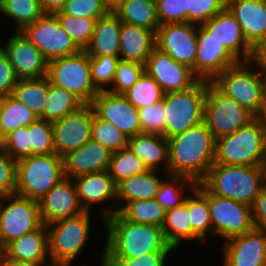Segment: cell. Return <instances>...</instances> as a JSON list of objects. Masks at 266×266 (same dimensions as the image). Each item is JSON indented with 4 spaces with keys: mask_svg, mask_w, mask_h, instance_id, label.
<instances>
[{
    "mask_svg": "<svg viewBox=\"0 0 266 266\" xmlns=\"http://www.w3.org/2000/svg\"><path fill=\"white\" fill-rule=\"evenodd\" d=\"M17 161L0 151V197L13 195L16 190Z\"/></svg>",
    "mask_w": 266,
    "mask_h": 266,
    "instance_id": "db71d44e",
    "label": "cell"
},
{
    "mask_svg": "<svg viewBox=\"0 0 266 266\" xmlns=\"http://www.w3.org/2000/svg\"><path fill=\"white\" fill-rule=\"evenodd\" d=\"M195 76L212 82L224 70L239 61L203 25H197Z\"/></svg>",
    "mask_w": 266,
    "mask_h": 266,
    "instance_id": "2e32d148",
    "label": "cell"
},
{
    "mask_svg": "<svg viewBox=\"0 0 266 266\" xmlns=\"http://www.w3.org/2000/svg\"><path fill=\"white\" fill-rule=\"evenodd\" d=\"M39 117L24 103L12 95L3 98L0 108V140L21 126H29Z\"/></svg>",
    "mask_w": 266,
    "mask_h": 266,
    "instance_id": "836d02e7",
    "label": "cell"
},
{
    "mask_svg": "<svg viewBox=\"0 0 266 266\" xmlns=\"http://www.w3.org/2000/svg\"><path fill=\"white\" fill-rule=\"evenodd\" d=\"M262 118L264 119V122H265V125H266V110H263Z\"/></svg>",
    "mask_w": 266,
    "mask_h": 266,
    "instance_id": "03108f58",
    "label": "cell"
},
{
    "mask_svg": "<svg viewBox=\"0 0 266 266\" xmlns=\"http://www.w3.org/2000/svg\"><path fill=\"white\" fill-rule=\"evenodd\" d=\"M168 177L167 179H171V182L162 180L155 196V200L165 209V211L174 209L184 202L186 198L184 187L186 188V185L187 187L189 186V190H192L196 186V183L193 180L184 176L168 175Z\"/></svg>",
    "mask_w": 266,
    "mask_h": 266,
    "instance_id": "60d3db41",
    "label": "cell"
},
{
    "mask_svg": "<svg viewBox=\"0 0 266 266\" xmlns=\"http://www.w3.org/2000/svg\"><path fill=\"white\" fill-rule=\"evenodd\" d=\"M40 217L45 225L77 216L84 211L78 200L74 180L61 179L39 202Z\"/></svg>",
    "mask_w": 266,
    "mask_h": 266,
    "instance_id": "44dd1931",
    "label": "cell"
},
{
    "mask_svg": "<svg viewBox=\"0 0 266 266\" xmlns=\"http://www.w3.org/2000/svg\"><path fill=\"white\" fill-rule=\"evenodd\" d=\"M106 1L113 6L118 0H106Z\"/></svg>",
    "mask_w": 266,
    "mask_h": 266,
    "instance_id": "e7e4bbea",
    "label": "cell"
},
{
    "mask_svg": "<svg viewBox=\"0 0 266 266\" xmlns=\"http://www.w3.org/2000/svg\"><path fill=\"white\" fill-rule=\"evenodd\" d=\"M2 101H3V98L0 97V108H1Z\"/></svg>",
    "mask_w": 266,
    "mask_h": 266,
    "instance_id": "003e7915",
    "label": "cell"
},
{
    "mask_svg": "<svg viewBox=\"0 0 266 266\" xmlns=\"http://www.w3.org/2000/svg\"><path fill=\"white\" fill-rule=\"evenodd\" d=\"M147 167L157 170L163 163L162 169H167L169 175L168 140L158 134L139 133L129 137L128 147Z\"/></svg>",
    "mask_w": 266,
    "mask_h": 266,
    "instance_id": "f1b7e54d",
    "label": "cell"
},
{
    "mask_svg": "<svg viewBox=\"0 0 266 266\" xmlns=\"http://www.w3.org/2000/svg\"><path fill=\"white\" fill-rule=\"evenodd\" d=\"M112 10L106 0H67L61 12L74 17L99 19Z\"/></svg>",
    "mask_w": 266,
    "mask_h": 266,
    "instance_id": "7dc6e473",
    "label": "cell"
},
{
    "mask_svg": "<svg viewBox=\"0 0 266 266\" xmlns=\"http://www.w3.org/2000/svg\"><path fill=\"white\" fill-rule=\"evenodd\" d=\"M8 201V204L4 203ZM43 225L37 201L17 194L0 197V251Z\"/></svg>",
    "mask_w": 266,
    "mask_h": 266,
    "instance_id": "8fae6325",
    "label": "cell"
},
{
    "mask_svg": "<svg viewBox=\"0 0 266 266\" xmlns=\"http://www.w3.org/2000/svg\"><path fill=\"white\" fill-rule=\"evenodd\" d=\"M162 229L166 242L174 249H178L182 241L192 240V225L187 211V197L181 205L166 211Z\"/></svg>",
    "mask_w": 266,
    "mask_h": 266,
    "instance_id": "d6a6232c",
    "label": "cell"
},
{
    "mask_svg": "<svg viewBox=\"0 0 266 266\" xmlns=\"http://www.w3.org/2000/svg\"><path fill=\"white\" fill-rule=\"evenodd\" d=\"M266 110V78H265V93H264V109Z\"/></svg>",
    "mask_w": 266,
    "mask_h": 266,
    "instance_id": "be15d7a7",
    "label": "cell"
},
{
    "mask_svg": "<svg viewBox=\"0 0 266 266\" xmlns=\"http://www.w3.org/2000/svg\"><path fill=\"white\" fill-rule=\"evenodd\" d=\"M67 0H40L41 9L44 14H55L60 12Z\"/></svg>",
    "mask_w": 266,
    "mask_h": 266,
    "instance_id": "680465c9",
    "label": "cell"
},
{
    "mask_svg": "<svg viewBox=\"0 0 266 266\" xmlns=\"http://www.w3.org/2000/svg\"><path fill=\"white\" fill-rule=\"evenodd\" d=\"M1 48L8 55L18 79L47 76L48 61L21 31H16Z\"/></svg>",
    "mask_w": 266,
    "mask_h": 266,
    "instance_id": "ac0fdd59",
    "label": "cell"
},
{
    "mask_svg": "<svg viewBox=\"0 0 266 266\" xmlns=\"http://www.w3.org/2000/svg\"><path fill=\"white\" fill-rule=\"evenodd\" d=\"M212 194L252 205L266 186L262 166L213 164L201 182Z\"/></svg>",
    "mask_w": 266,
    "mask_h": 266,
    "instance_id": "3957f363",
    "label": "cell"
},
{
    "mask_svg": "<svg viewBox=\"0 0 266 266\" xmlns=\"http://www.w3.org/2000/svg\"><path fill=\"white\" fill-rule=\"evenodd\" d=\"M112 11L124 23L157 32L160 22L155 0H118Z\"/></svg>",
    "mask_w": 266,
    "mask_h": 266,
    "instance_id": "4dcf8cb0",
    "label": "cell"
},
{
    "mask_svg": "<svg viewBox=\"0 0 266 266\" xmlns=\"http://www.w3.org/2000/svg\"><path fill=\"white\" fill-rule=\"evenodd\" d=\"M45 108L39 119L54 122L79 110L85 105L77 96L68 90L52 84L48 79V94Z\"/></svg>",
    "mask_w": 266,
    "mask_h": 266,
    "instance_id": "1f68e13d",
    "label": "cell"
},
{
    "mask_svg": "<svg viewBox=\"0 0 266 266\" xmlns=\"http://www.w3.org/2000/svg\"><path fill=\"white\" fill-rule=\"evenodd\" d=\"M265 136L264 119L256 117L234 133L216 140L214 164L261 166Z\"/></svg>",
    "mask_w": 266,
    "mask_h": 266,
    "instance_id": "277c9868",
    "label": "cell"
},
{
    "mask_svg": "<svg viewBox=\"0 0 266 266\" xmlns=\"http://www.w3.org/2000/svg\"><path fill=\"white\" fill-rule=\"evenodd\" d=\"M45 266H71V265H67V264H59V263H50L48 265Z\"/></svg>",
    "mask_w": 266,
    "mask_h": 266,
    "instance_id": "6125c7cd",
    "label": "cell"
},
{
    "mask_svg": "<svg viewBox=\"0 0 266 266\" xmlns=\"http://www.w3.org/2000/svg\"><path fill=\"white\" fill-rule=\"evenodd\" d=\"M251 211L255 228L266 232V186L255 198Z\"/></svg>",
    "mask_w": 266,
    "mask_h": 266,
    "instance_id": "9f6ffc18",
    "label": "cell"
},
{
    "mask_svg": "<svg viewBox=\"0 0 266 266\" xmlns=\"http://www.w3.org/2000/svg\"><path fill=\"white\" fill-rule=\"evenodd\" d=\"M60 25L70 36L72 41L80 50H85L93 35L95 19L86 17H74L63 14L61 11L55 13Z\"/></svg>",
    "mask_w": 266,
    "mask_h": 266,
    "instance_id": "b9f144b4",
    "label": "cell"
},
{
    "mask_svg": "<svg viewBox=\"0 0 266 266\" xmlns=\"http://www.w3.org/2000/svg\"><path fill=\"white\" fill-rule=\"evenodd\" d=\"M112 153L92 139L63 157L64 175L76 178L88 173L108 170Z\"/></svg>",
    "mask_w": 266,
    "mask_h": 266,
    "instance_id": "d4e9b609",
    "label": "cell"
},
{
    "mask_svg": "<svg viewBox=\"0 0 266 266\" xmlns=\"http://www.w3.org/2000/svg\"><path fill=\"white\" fill-rule=\"evenodd\" d=\"M156 48V33L152 30L122 22L119 58L124 61L146 63Z\"/></svg>",
    "mask_w": 266,
    "mask_h": 266,
    "instance_id": "4316f807",
    "label": "cell"
},
{
    "mask_svg": "<svg viewBox=\"0 0 266 266\" xmlns=\"http://www.w3.org/2000/svg\"><path fill=\"white\" fill-rule=\"evenodd\" d=\"M90 212L60 219L47 225L49 261L71 265L89 239Z\"/></svg>",
    "mask_w": 266,
    "mask_h": 266,
    "instance_id": "ba28073f",
    "label": "cell"
},
{
    "mask_svg": "<svg viewBox=\"0 0 266 266\" xmlns=\"http://www.w3.org/2000/svg\"><path fill=\"white\" fill-rule=\"evenodd\" d=\"M0 266H35L28 262L17 261L7 257L2 251H0Z\"/></svg>",
    "mask_w": 266,
    "mask_h": 266,
    "instance_id": "91938a15",
    "label": "cell"
},
{
    "mask_svg": "<svg viewBox=\"0 0 266 266\" xmlns=\"http://www.w3.org/2000/svg\"><path fill=\"white\" fill-rule=\"evenodd\" d=\"M48 94V77L19 79L13 88L12 96L27 105L38 117L45 108Z\"/></svg>",
    "mask_w": 266,
    "mask_h": 266,
    "instance_id": "d590c367",
    "label": "cell"
},
{
    "mask_svg": "<svg viewBox=\"0 0 266 266\" xmlns=\"http://www.w3.org/2000/svg\"><path fill=\"white\" fill-rule=\"evenodd\" d=\"M144 163L128 148L112 153L108 173L117 186L124 179L146 172Z\"/></svg>",
    "mask_w": 266,
    "mask_h": 266,
    "instance_id": "ab89813d",
    "label": "cell"
},
{
    "mask_svg": "<svg viewBox=\"0 0 266 266\" xmlns=\"http://www.w3.org/2000/svg\"><path fill=\"white\" fill-rule=\"evenodd\" d=\"M1 150L16 161L32 156L29 126H21L5 135L1 139Z\"/></svg>",
    "mask_w": 266,
    "mask_h": 266,
    "instance_id": "ee69618b",
    "label": "cell"
},
{
    "mask_svg": "<svg viewBox=\"0 0 266 266\" xmlns=\"http://www.w3.org/2000/svg\"><path fill=\"white\" fill-rule=\"evenodd\" d=\"M90 105L98 118L112 123L126 136L141 133L138 109L123 94L100 91Z\"/></svg>",
    "mask_w": 266,
    "mask_h": 266,
    "instance_id": "e0dca14e",
    "label": "cell"
},
{
    "mask_svg": "<svg viewBox=\"0 0 266 266\" xmlns=\"http://www.w3.org/2000/svg\"><path fill=\"white\" fill-rule=\"evenodd\" d=\"M144 71V64L120 60L115 71L113 87L108 88L107 91L113 94H123L134 85Z\"/></svg>",
    "mask_w": 266,
    "mask_h": 266,
    "instance_id": "c3c4849f",
    "label": "cell"
},
{
    "mask_svg": "<svg viewBox=\"0 0 266 266\" xmlns=\"http://www.w3.org/2000/svg\"><path fill=\"white\" fill-rule=\"evenodd\" d=\"M193 23L162 24L156 32V48L176 62L192 69L195 75L197 28Z\"/></svg>",
    "mask_w": 266,
    "mask_h": 266,
    "instance_id": "9a60e30c",
    "label": "cell"
},
{
    "mask_svg": "<svg viewBox=\"0 0 266 266\" xmlns=\"http://www.w3.org/2000/svg\"><path fill=\"white\" fill-rule=\"evenodd\" d=\"M191 191L194 196L187 197V211L192 225V240L202 244L207 233L213 235L208 198L196 186Z\"/></svg>",
    "mask_w": 266,
    "mask_h": 266,
    "instance_id": "e575fe53",
    "label": "cell"
},
{
    "mask_svg": "<svg viewBox=\"0 0 266 266\" xmlns=\"http://www.w3.org/2000/svg\"><path fill=\"white\" fill-rule=\"evenodd\" d=\"M2 252L13 260L28 262L35 266L47 265L46 260L49 256L47 225L43 224L40 228L13 240Z\"/></svg>",
    "mask_w": 266,
    "mask_h": 266,
    "instance_id": "484cf974",
    "label": "cell"
},
{
    "mask_svg": "<svg viewBox=\"0 0 266 266\" xmlns=\"http://www.w3.org/2000/svg\"><path fill=\"white\" fill-rule=\"evenodd\" d=\"M29 133L32 155H48L55 153L52 122L38 118L29 125Z\"/></svg>",
    "mask_w": 266,
    "mask_h": 266,
    "instance_id": "f6af8a7d",
    "label": "cell"
},
{
    "mask_svg": "<svg viewBox=\"0 0 266 266\" xmlns=\"http://www.w3.org/2000/svg\"><path fill=\"white\" fill-rule=\"evenodd\" d=\"M205 97V80L186 90L164 93L166 139L204 121Z\"/></svg>",
    "mask_w": 266,
    "mask_h": 266,
    "instance_id": "52a82bcc",
    "label": "cell"
},
{
    "mask_svg": "<svg viewBox=\"0 0 266 266\" xmlns=\"http://www.w3.org/2000/svg\"><path fill=\"white\" fill-rule=\"evenodd\" d=\"M168 140L169 175L201 183L215 162L216 139L204 120Z\"/></svg>",
    "mask_w": 266,
    "mask_h": 266,
    "instance_id": "6da1fadb",
    "label": "cell"
},
{
    "mask_svg": "<svg viewBox=\"0 0 266 266\" xmlns=\"http://www.w3.org/2000/svg\"><path fill=\"white\" fill-rule=\"evenodd\" d=\"M226 6L227 0H188V23L202 25Z\"/></svg>",
    "mask_w": 266,
    "mask_h": 266,
    "instance_id": "f907efd6",
    "label": "cell"
},
{
    "mask_svg": "<svg viewBox=\"0 0 266 266\" xmlns=\"http://www.w3.org/2000/svg\"><path fill=\"white\" fill-rule=\"evenodd\" d=\"M141 133L158 134L165 137V103L147 105L138 109Z\"/></svg>",
    "mask_w": 266,
    "mask_h": 266,
    "instance_id": "681fc988",
    "label": "cell"
},
{
    "mask_svg": "<svg viewBox=\"0 0 266 266\" xmlns=\"http://www.w3.org/2000/svg\"><path fill=\"white\" fill-rule=\"evenodd\" d=\"M119 61V57L90 56L92 80L100 91H106V87L113 84Z\"/></svg>",
    "mask_w": 266,
    "mask_h": 266,
    "instance_id": "bcb514c9",
    "label": "cell"
},
{
    "mask_svg": "<svg viewBox=\"0 0 266 266\" xmlns=\"http://www.w3.org/2000/svg\"><path fill=\"white\" fill-rule=\"evenodd\" d=\"M145 71L160 85L164 93L186 90L199 79L188 66L155 48L145 63Z\"/></svg>",
    "mask_w": 266,
    "mask_h": 266,
    "instance_id": "d6986e66",
    "label": "cell"
},
{
    "mask_svg": "<svg viewBox=\"0 0 266 266\" xmlns=\"http://www.w3.org/2000/svg\"><path fill=\"white\" fill-rule=\"evenodd\" d=\"M127 220L163 227L165 222V209L155 200H134L127 202L119 211Z\"/></svg>",
    "mask_w": 266,
    "mask_h": 266,
    "instance_id": "8d00e7d4",
    "label": "cell"
},
{
    "mask_svg": "<svg viewBox=\"0 0 266 266\" xmlns=\"http://www.w3.org/2000/svg\"><path fill=\"white\" fill-rule=\"evenodd\" d=\"M239 61H252L254 48L247 42L237 19L226 7L202 24Z\"/></svg>",
    "mask_w": 266,
    "mask_h": 266,
    "instance_id": "7402d4cb",
    "label": "cell"
},
{
    "mask_svg": "<svg viewBox=\"0 0 266 266\" xmlns=\"http://www.w3.org/2000/svg\"><path fill=\"white\" fill-rule=\"evenodd\" d=\"M255 118L251 112L221 92L212 82L206 81L204 120L216 140L234 133Z\"/></svg>",
    "mask_w": 266,
    "mask_h": 266,
    "instance_id": "30bf717a",
    "label": "cell"
},
{
    "mask_svg": "<svg viewBox=\"0 0 266 266\" xmlns=\"http://www.w3.org/2000/svg\"><path fill=\"white\" fill-rule=\"evenodd\" d=\"M262 168L264 169L266 173V136H265V142H264V155H263V160H262Z\"/></svg>",
    "mask_w": 266,
    "mask_h": 266,
    "instance_id": "94428289",
    "label": "cell"
},
{
    "mask_svg": "<svg viewBox=\"0 0 266 266\" xmlns=\"http://www.w3.org/2000/svg\"><path fill=\"white\" fill-rule=\"evenodd\" d=\"M256 65L260 73L266 78V42L259 44L254 49L252 65Z\"/></svg>",
    "mask_w": 266,
    "mask_h": 266,
    "instance_id": "6f0895ef",
    "label": "cell"
},
{
    "mask_svg": "<svg viewBox=\"0 0 266 266\" xmlns=\"http://www.w3.org/2000/svg\"><path fill=\"white\" fill-rule=\"evenodd\" d=\"M247 42L255 49L266 42V0H227Z\"/></svg>",
    "mask_w": 266,
    "mask_h": 266,
    "instance_id": "cb8c5ba5",
    "label": "cell"
},
{
    "mask_svg": "<svg viewBox=\"0 0 266 266\" xmlns=\"http://www.w3.org/2000/svg\"><path fill=\"white\" fill-rule=\"evenodd\" d=\"M94 114L92 106L85 104L79 110L52 122L55 154L63 158L91 140Z\"/></svg>",
    "mask_w": 266,
    "mask_h": 266,
    "instance_id": "5bb4252c",
    "label": "cell"
},
{
    "mask_svg": "<svg viewBox=\"0 0 266 266\" xmlns=\"http://www.w3.org/2000/svg\"><path fill=\"white\" fill-rule=\"evenodd\" d=\"M0 13L17 23L16 31H22L44 14L40 0H0Z\"/></svg>",
    "mask_w": 266,
    "mask_h": 266,
    "instance_id": "74e56055",
    "label": "cell"
},
{
    "mask_svg": "<svg viewBox=\"0 0 266 266\" xmlns=\"http://www.w3.org/2000/svg\"><path fill=\"white\" fill-rule=\"evenodd\" d=\"M170 252L172 251H157L136 258H102L100 266H165Z\"/></svg>",
    "mask_w": 266,
    "mask_h": 266,
    "instance_id": "f5cc1de1",
    "label": "cell"
},
{
    "mask_svg": "<svg viewBox=\"0 0 266 266\" xmlns=\"http://www.w3.org/2000/svg\"><path fill=\"white\" fill-rule=\"evenodd\" d=\"M122 21L111 10L96 20L90 43L85 49L89 56L119 57Z\"/></svg>",
    "mask_w": 266,
    "mask_h": 266,
    "instance_id": "83f0119b",
    "label": "cell"
},
{
    "mask_svg": "<svg viewBox=\"0 0 266 266\" xmlns=\"http://www.w3.org/2000/svg\"><path fill=\"white\" fill-rule=\"evenodd\" d=\"M155 172L157 171L147 170L144 173L128 177L117 185V211L130 201L155 199L163 180L156 176Z\"/></svg>",
    "mask_w": 266,
    "mask_h": 266,
    "instance_id": "f546056e",
    "label": "cell"
},
{
    "mask_svg": "<svg viewBox=\"0 0 266 266\" xmlns=\"http://www.w3.org/2000/svg\"><path fill=\"white\" fill-rule=\"evenodd\" d=\"M155 1L160 25L188 22V0Z\"/></svg>",
    "mask_w": 266,
    "mask_h": 266,
    "instance_id": "816d5d0a",
    "label": "cell"
},
{
    "mask_svg": "<svg viewBox=\"0 0 266 266\" xmlns=\"http://www.w3.org/2000/svg\"><path fill=\"white\" fill-rule=\"evenodd\" d=\"M49 81L77 96L84 104H91L100 90L94 85L90 56L85 50L48 62Z\"/></svg>",
    "mask_w": 266,
    "mask_h": 266,
    "instance_id": "9c48e42d",
    "label": "cell"
},
{
    "mask_svg": "<svg viewBox=\"0 0 266 266\" xmlns=\"http://www.w3.org/2000/svg\"><path fill=\"white\" fill-rule=\"evenodd\" d=\"M73 180L77 189L78 200L84 211L91 212L92 204L112 201L114 203L108 210L103 207L99 208L103 220L117 212V186L107 170L81 175Z\"/></svg>",
    "mask_w": 266,
    "mask_h": 266,
    "instance_id": "ffe728a7",
    "label": "cell"
},
{
    "mask_svg": "<svg viewBox=\"0 0 266 266\" xmlns=\"http://www.w3.org/2000/svg\"><path fill=\"white\" fill-rule=\"evenodd\" d=\"M21 32L42 52L48 62L80 51L55 14H43Z\"/></svg>",
    "mask_w": 266,
    "mask_h": 266,
    "instance_id": "4fadbf2b",
    "label": "cell"
},
{
    "mask_svg": "<svg viewBox=\"0 0 266 266\" xmlns=\"http://www.w3.org/2000/svg\"><path fill=\"white\" fill-rule=\"evenodd\" d=\"M252 61L239 62L224 70L212 83L225 95L233 98L255 117L263 116L265 77L254 69ZM251 66V67H250Z\"/></svg>",
    "mask_w": 266,
    "mask_h": 266,
    "instance_id": "8992f818",
    "label": "cell"
},
{
    "mask_svg": "<svg viewBox=\"0 0 266 266\" xmlns=\"http://www.w3.org/2000/svg\"><path fill=\"white\" fill-rule=\"evenodd\" d=\"M91 139L99 142L111 153H114L128 147L129 137L117 129L112 123L100 119L94 114Z\"/></svg>",
    "mask_w": 266,
    "mask_h": 266,
    "instance_id": "7bdbcfd3",
    "label": "cell"
},
{
    "mask_svg": "<svg viewBox=\"0 0 266 266\" xmlns=\"http://www.w3.org/2000/svg\"><path fill=\"white\" fill-rule=\"evenodd\" d=\"M196 187L208 198L213 236L226 241L255 228L250 205L214 195L202 183Z\"/></svg>",
    "mask_w": 266,
    "mask_h": 266,
    "instance_id": "7c38bea8",
    "label": "cell"
},
{
    "mask_svg": "<svg viewBox=\"0 0 266 266\" xmlns=\"http://www.w3.org/2000/svg\"><path fill=\"white\" fill-rule=\"evenodd\" d=\"M107 240L102 258H136L157 251H172L163 229L157 225L134 223L118 211L102 220Z\"/></svg>",
    "mask_w": 266,
    "mask_h": 266,
    "instance_id": "7a4b0ae2",
    "label": "cell"
},
{
    "mask_svg": "<svg viewBox=\"0 0 266 266\" xmlns=\"http://www.w3.org/2000/svg\"><path fill=\"white\" fill-rule=\"evenodd\" d=\"M64 175L63 158L55 153L17 161L15 194L39 202Z\"/></svg>",
    "mask_w": 266,
    "mask_h": 266,
    "instance_id": "5b68a950",
    "label": "cell"
},
{
    "mask_svg": "<svg viewBox=\"0 0 266 266\" xmlns=\"http://www.w3.org/2000/svg\"><path fill=\"white\" fill-rule=\"evenodd\" d=\"M224 244V266H262L266 262L265 231L254 228Z\"/></svg>",
    "mask_w": 266,
    "mask_h": 266,
    "instance_id": "603a6c76",
    "label": "cell"
},
{
    "mask_svg": "<svg viewBox=\"0 0 266 266\" xmlns=\"http://www.w3.org/2000/svg\"><path fill=\"white\" fill-rule=\"evenodd\" d=\"M18 80L8 55L0 46V97L12 95Z\"/></svg>",
    "mask_w": 266,
    "mask_h": 266,
    "instance_id": "11a10c76",
    "label": "cell"
},
{
    "mask_svg": "<svg viewBox=\"0 0 266 266\" xmlns=\"http://www.w3.org/2000/svg\"><path fill=\"white\" fill-rule=\"evenodd\" d=\"M123 96L137 109L163 100L164 92L160 85L144 71L134 85Z\"/></svg>",
    "mask_w": 266,
    "mask_h": 266,
    "instance_id": "f35d334b",
    "label": "cell"
}]
</instances>
